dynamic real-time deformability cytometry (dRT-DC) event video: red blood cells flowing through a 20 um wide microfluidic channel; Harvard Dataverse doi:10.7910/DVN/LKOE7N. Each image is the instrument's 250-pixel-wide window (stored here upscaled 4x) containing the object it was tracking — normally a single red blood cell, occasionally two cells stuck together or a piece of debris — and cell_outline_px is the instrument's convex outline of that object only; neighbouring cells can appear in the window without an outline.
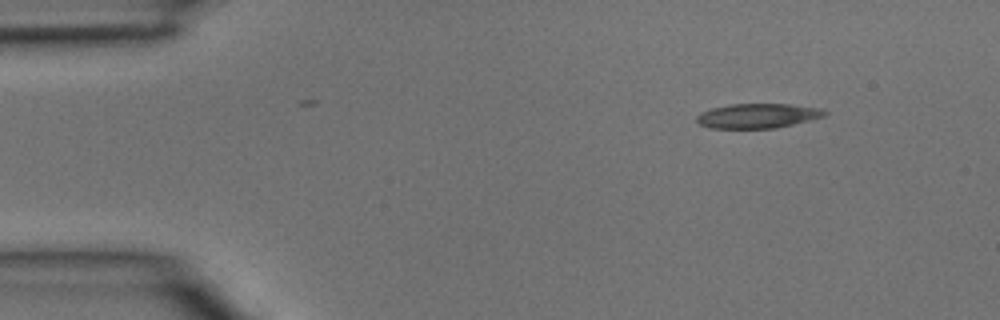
{"species": "common noctule bat (a hibernating species)", "species_latin": "Nyctalus noctula", "temperature_condition": "room temperature", "stored_images_in_passage": 4, "segment_of_instrument_passage": [1, 2], "camera_frame_rate_fps": 3000, "um_per_image_px": 0.085, "animal": {"sex": "male", "body_mass_g": 15.6}, "frame": {"image": 1, "passage_image": 1, "time_ms": 0.0, "image_size_px": [1000, 320], "cell_outline_px": [[828, 112], [824, 116], [776, 128], [708, 128], [700, 124], [696, 120], [696, 116], [700, 112], [712, 108], [732, 104], [788, 104], [820, 108]], "centroid_in_image_um": [64.37, 9.84], "position_along_channel_um": 20.6, "area_um2": 18.21}}
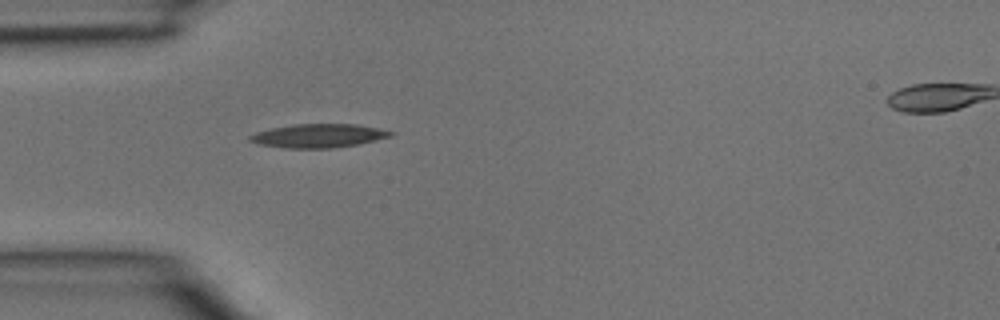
{"frame": {"image": 2, "passage_image": 3, "time_ms": 0.667, "image_size_px": [1000, 320], "cell_outline_px": [[396, 132], [392, 136], [376, 140], [356, 144], [332, 148], [288, 148], [260, 144], [248, 140], [248, 136], [256, 132], [272, 128], [292, 124], [356, 124], [380, 128]], "centroid_in_image_um": [27.1, 11.53], "position_along_channel_um": 57.9, "area_um2": 19.36}}